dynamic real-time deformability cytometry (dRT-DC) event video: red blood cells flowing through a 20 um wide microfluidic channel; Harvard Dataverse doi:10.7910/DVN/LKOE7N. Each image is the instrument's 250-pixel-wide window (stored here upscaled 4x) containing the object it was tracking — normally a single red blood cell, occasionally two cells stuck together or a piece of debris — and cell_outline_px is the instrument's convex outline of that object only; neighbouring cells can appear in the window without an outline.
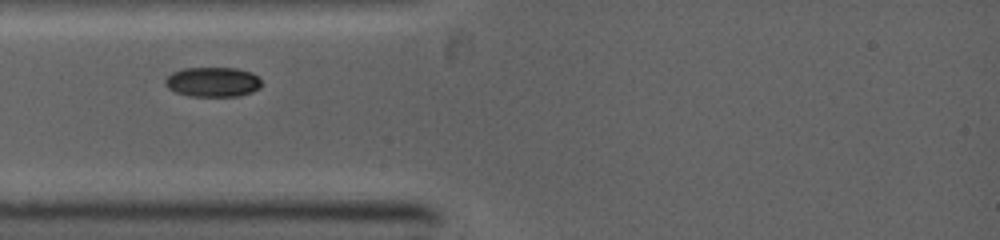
{"species": "common noctule bat (a hibernating species)", "species_latin": "Nyctalus noctula", "temperature_condition": "warm", "stored_images_in_passage": 3, "camera_frame_rate_fps": 5000, "um_per_image_px": 0.085, "animal": {"sex": "female", "body_mass_g": 19.0, "forearm_length_mm": 53.3}, "frame": {"image": 1, "passage_image": 1, "time_ms": 0.0, "image_size_px": [1000, 240], "cell_outline_px": [[260, 88], [252, 92], [240, 96], [188, 96], [176, 92], [168, 88], [164, 84], [164, 80], [172, 72], [180, 68], [236, 68], [252, 72], [260, 80]], "centroid_in_image_um": [18.06, 6.96], "position_along_channel_um": 66.9, "area_um2": 16.82}}
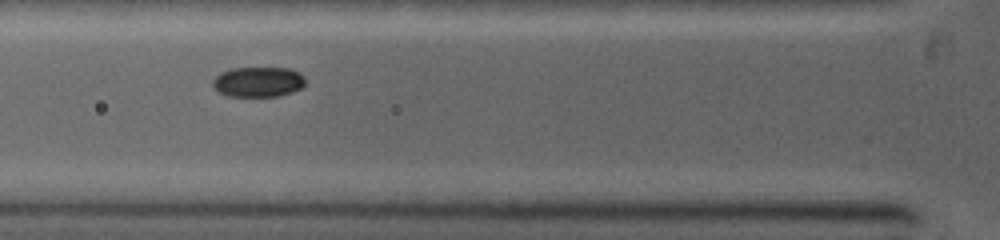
{"frame": {"image": 2, "passage_image": 2, "time_ms": 0.8, "image_size_px": [1000, 240], "cell_outline_px": [[304, 84], [300, 88], [292, 92], [276, 96], [228, 96], [220, 92], [212, 84], [212, 80], [220, 72], [232, 68], [288, 68], [300, 72], [304, 76]], "centroid_in_image_um": [21.94, 6.95], "position_along_channel_um": 103.9, "area_um2": 16.18}}